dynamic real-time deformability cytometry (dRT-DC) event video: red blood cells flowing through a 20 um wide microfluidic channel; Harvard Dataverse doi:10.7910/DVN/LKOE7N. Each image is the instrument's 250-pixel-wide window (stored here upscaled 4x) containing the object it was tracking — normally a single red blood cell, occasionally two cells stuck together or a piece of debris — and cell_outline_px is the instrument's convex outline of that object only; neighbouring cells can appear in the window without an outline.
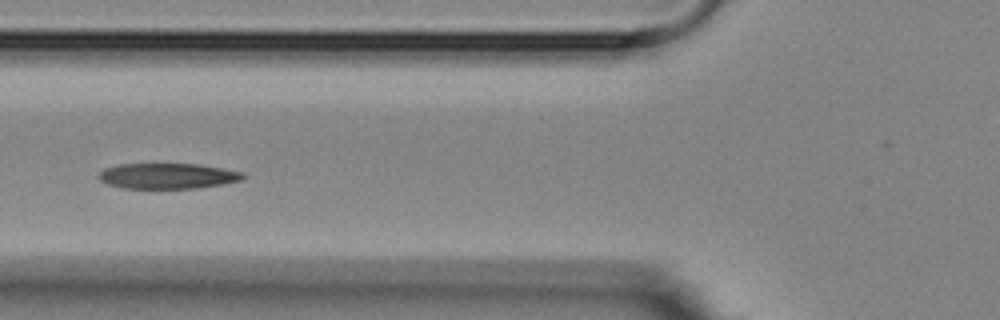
{"species": "Egyptian fruit bat (a non-hibernating species)", "species_latin": "Rousettus aegyptiacus", "temperature_condition": "room temperature", "stored_images_in_passage": 6, "camera_frame_rate_fps": 3000, "um_per_image_px": 0.085, "animal": {"sex": "female"}, "frame": {"image": 1, "passage_image": 5, "time_ms": 5.333, "image_size_px": [1000, 320], "cell_outline_px": [[248, 176], [240, 180], [220, 184], [196, 188], [124, 188], [108, 184], [100, 180], [96, 176], [104, 168], [120, 164], [200, 164], [224, 168], [244, 172]], "centroid_in_image_um": [14.26, 14.95], "position_along_channel_um": 111.5, "area_um2": 21.5}}
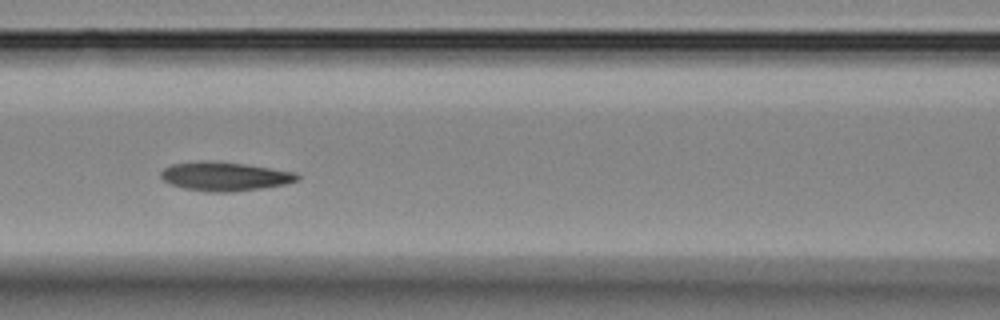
{"frame": {"image": 2, "passage_image": 6, "time_ms": 6.333, "image_size_px": [1000, 320], "cell_outline_px": [[300, 180], [284, 184], [260, 188], [232, 192], [208, 192], [184, 188], [172, 184], [164, 180], [160, 176], [160, 172], [164, 168], [172, 164], [196, 160], [204, 160], [244, 164], [296, 172], [300, 176]], "centroid_in_image_um": [19.09, 14.98], "position_along_channel_um": 147.5, "area_um2": 22.95}}